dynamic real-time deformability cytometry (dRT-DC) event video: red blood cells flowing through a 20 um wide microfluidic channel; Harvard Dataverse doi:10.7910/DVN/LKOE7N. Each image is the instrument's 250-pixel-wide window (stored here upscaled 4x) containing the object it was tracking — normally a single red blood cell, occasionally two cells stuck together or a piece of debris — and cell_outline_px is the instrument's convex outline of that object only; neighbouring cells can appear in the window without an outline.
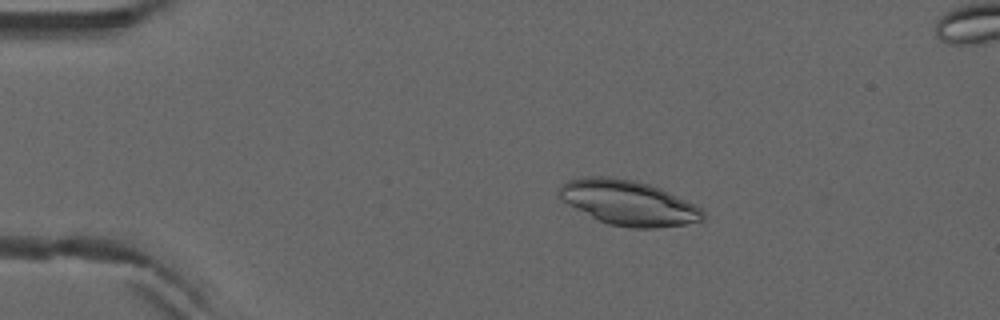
{"species": "common noctule bat (a hibernating species)", "species_latin": "Nyctalus noctula", "temperature_condition": "warm", "stored_images_in_passage": 7, "camera_frame_rate_fps": 3000, "um_per_image_px": 0.085, "animal": {"sex": "male", "forearm_length_mm": 52.5}, "frame": {"image": 1, "passage_image": 2, "time_ms": 0.333, "image_size_px": [1000, 320], "cell_outline_px": [[704, 220], [684, 224], [656, 228], [632, 228], [608, 224], [596, 220], [560, 200], [556, 196], [556, 192], [560, 184], [568, 180], [584, 176], [608, 176], [636, 180], [660, 188], [696, 204], [704, 212]], "centroid_in_image_um": [53.35, 17.22], "position_along_channel_um": 31.7, "area_um2": 38.15}}
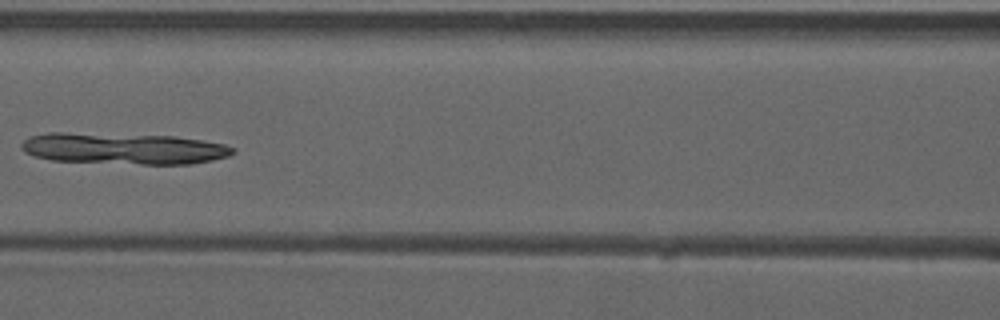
{"frame": {"image": 2, "passage_image": 6, "time_ms": 1.667, "image_size_px": [1000, 320], "cell_outline_px": [[236, 152], [228, 156], [212, 160], [192, 164], [140, 164], [52, 160], [36, 156], [24, 152], [20, 148], [20, 144], [24, 140], [32, 136], [48, 132], [64, 132], [176, 136], [224, 144], [236, 148]], "centroid_in_image_um": [10.51, 12.62], "position_along_channel_um": 156.1, "area_um2": 38.67}}
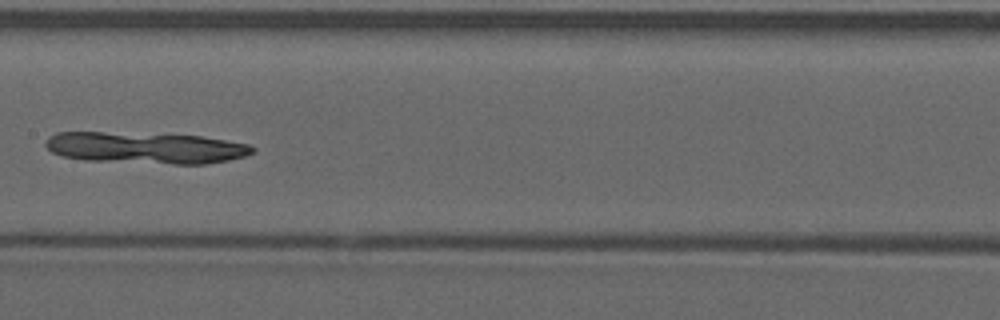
{"frame": {"image": 3, "passage_image": 7, "time_ms": 2.0, "image_size_px": [1000, 320], "cell_outline_px": [[256, 152], [244, 156], [228, 160], [204, 164], [172, 164], [84, 160], [60, 156], [52, 152], [44, 144], [48, 136], [56, 132], [104, 132], [200, 136], [248, 144], [256, 148]], "centroid_in_image_um": [12.34, 12.57], "position_along_channel_um": 195.1, "area_um2": 37.97}}